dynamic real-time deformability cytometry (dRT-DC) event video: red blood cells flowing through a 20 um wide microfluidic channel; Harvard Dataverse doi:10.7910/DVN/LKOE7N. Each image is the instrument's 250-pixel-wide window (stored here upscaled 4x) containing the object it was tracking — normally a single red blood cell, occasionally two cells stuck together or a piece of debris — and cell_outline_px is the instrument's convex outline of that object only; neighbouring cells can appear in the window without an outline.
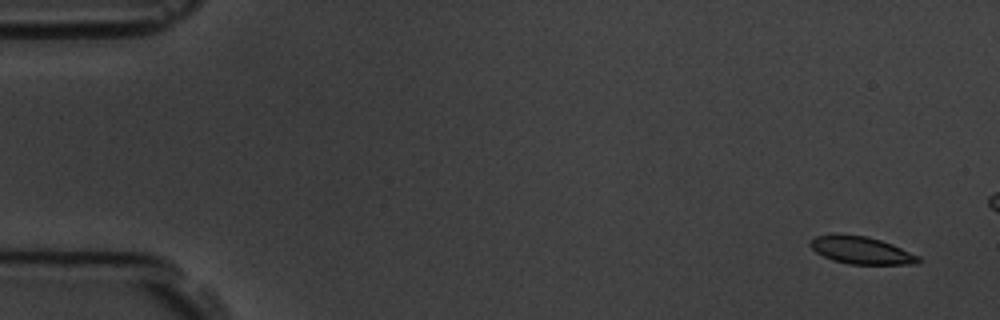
{"species": "common noctule bat (a hibernating species)", "species_latin": "Nyctalus noctula", "temperature_condition": "room temperature", "stored_images_in_passage": 5, "camera_frame_rate_fps": 3000, "um_per_image_px": 0.085, "animal": {"sex": "male", "body_mass_g": 19.5, "forearm_length_mm": 54.6}, "frame": {"image": 1, "passage_image": 1, "time_ms": 0.0, "image_size_px": [1000, 320], "cell_outline_px": [[920, 264], [848, 264], [832, 260], [816, 252], [808, 244], [816, 236], [836, 232], [868, 236], [892, 244], [920, 256]], "centroid_in_image_um": [73.19, 21.25], "position_along_channel_um": 11.8, "area_um2": 17.57}}